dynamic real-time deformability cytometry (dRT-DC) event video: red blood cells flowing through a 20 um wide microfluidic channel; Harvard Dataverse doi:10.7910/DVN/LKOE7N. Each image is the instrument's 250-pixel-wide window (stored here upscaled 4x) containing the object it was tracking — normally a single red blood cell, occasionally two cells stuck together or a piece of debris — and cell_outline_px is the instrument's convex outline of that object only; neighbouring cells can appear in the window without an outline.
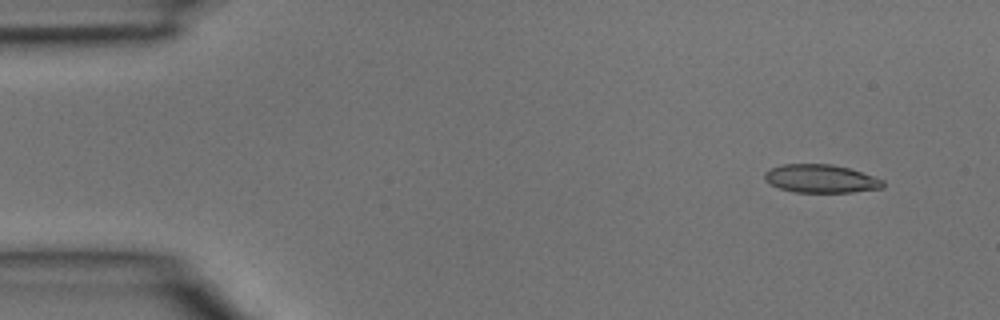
{"species": "common noctule bat (a hibernating species)", "species_latin": "Nyctalus noctula", "temperature_condition": "room temperature", "stored_images_in_passage": 4, "camera_frame_rate_fps": 3000, "um_per_image_px": 0.085, "animal": {"sex": "male", "body_mass_g": 15.6}, "frame": {"image": 1, "passage_image": 2, "time_ms": 0.333, "image_size_px": [1000, 320], "cell_outline_px": [[884, 188], [852, 192], [792, 192], [780, 188], [764, 180], [764, 172], [772, 168], [784, 164], [832, 164], [848, 168], [884, 180]], "centroid_in_image_um": [69.77, 15.19], "position_along_channel_um": 15.2, "area_um2": 19.36}}